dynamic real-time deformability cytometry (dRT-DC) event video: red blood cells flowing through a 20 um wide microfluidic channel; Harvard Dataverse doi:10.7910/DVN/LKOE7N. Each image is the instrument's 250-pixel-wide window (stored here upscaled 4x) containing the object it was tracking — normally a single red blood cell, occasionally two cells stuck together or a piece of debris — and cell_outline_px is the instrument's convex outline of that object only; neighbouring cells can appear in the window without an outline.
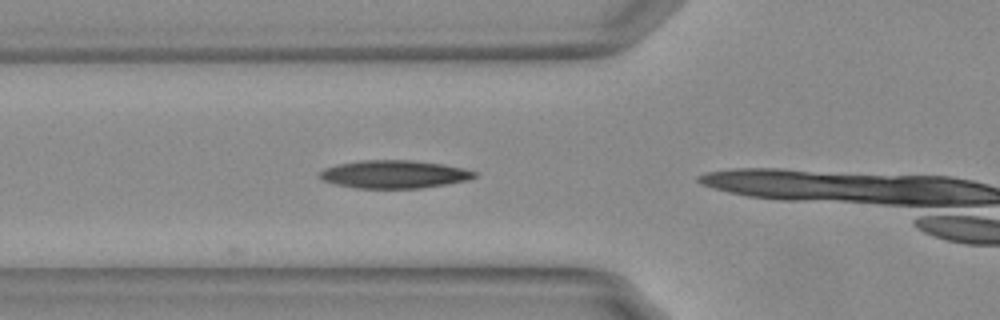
{"species": "Egyptian fruit bat (a non-hibernating species)", "species_latin": "Rousettus aegyptiacus", "temperature_condition": "warm", "stored_images_in_passage": 12, "camera_frame_rate_fps": 3000, "um_per_image_px": 0.085, "animal": {"sex": "female"}, "frame": {"image": 1, "passage_image": 12, "time_ms": 3.667, "image_size_px": [1000, 320], "cell_outline_px": [[476, 176], [468, 180], [420, 188], [356, 188], [336, 184], [324, 180], [320, 176], [320, 172], [324, 168], [336, 164], [360, 160], [412, 160], [444, 164], [464, 168], [476, 172]], "centroid_in_image_um": [33.5, 14.8], "position_along_channel_um": 92.3, "area_um2": 25.14}}